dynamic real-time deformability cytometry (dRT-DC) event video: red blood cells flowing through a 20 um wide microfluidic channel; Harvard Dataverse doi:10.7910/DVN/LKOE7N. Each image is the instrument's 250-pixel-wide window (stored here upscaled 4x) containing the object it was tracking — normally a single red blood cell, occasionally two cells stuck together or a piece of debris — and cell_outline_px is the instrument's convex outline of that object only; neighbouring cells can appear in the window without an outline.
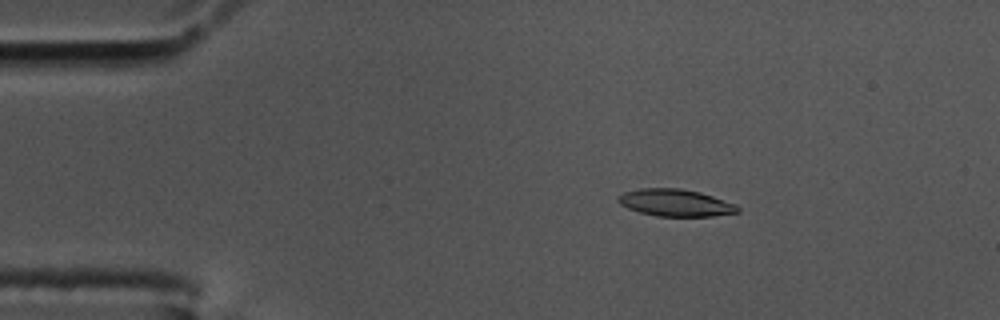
{"species": "common noctule bat (a hibernating species)", "species_latin": "Nyctalus noctula", "temperature_condition": "cold", "stored_images_in_passage": 57, "camera_frame_rate_fps": 3000, "um_per_image_px": 0.085, "animal": {"sex": "male", "body_mass_g": 17.5, "forearm_length_mm": 52.3}, "frame": {"image": 1, "passage_image": 9, "time_ms": 2.667, "image_size_px": [1000, 320], "cell_outline_px": [[740, 212], [712, 216], [656, 216], [640, 212], [628, 208], [620, 204], [616, 200], [616, 196], [624, 192], [640, 188], [680, 188], [700, 192], [736, 204], [740, 208]], "centroid_in_image_um": [57.4, 17.23], "position_along_channel_um": 27.6, "area_um2": 18.96}}
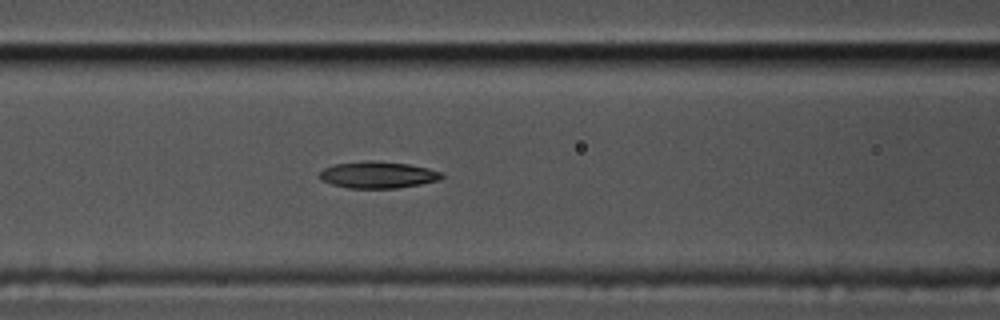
{"frame": {"image": 2, "passage_image": 23, "time_ms": 7.333, "image_size_px": [1000, 320], "cell_outline_px": [[444, 176], [440, 180], [420, 184], [396, 188], [348, 188], [332, 184], [320, 180], [320, 172], [324, 168], [336, 164], [360, 160], [376, 160], [408, 164], [428, 168], [444, 172]], "centroid_in_image_um": [32.14, 14.85], "position_along_channel_um": 134.5, "area_um2": 19.19}}
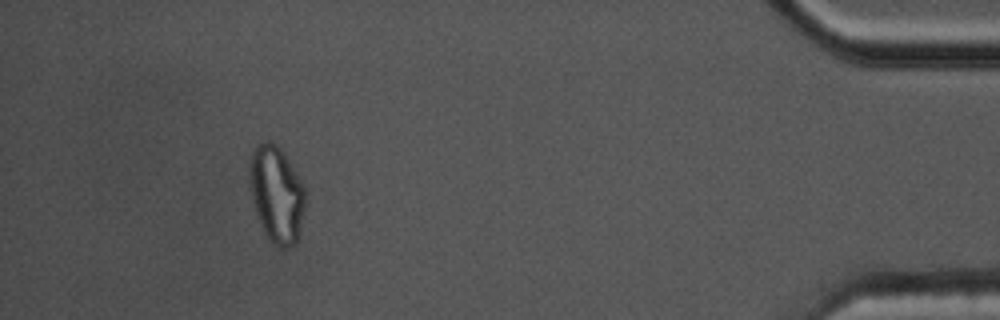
{"frame": {"image": 3, "passage_image": 52, "time_ms": 17.0, "image_size_px": [1000, 320], "cell_outline_px": [[304, 208], [300, 232], [296, 244], [288, 248], [280, 248], [268, 240], [256, 216], [252, 204], [248, 184], [248, 164], [252, 152], [256, 144], [260, 140], [268, 140], [276, 144], [280, 148], [296, 172], [304, 188]], "centroid_in_image_um": [23.45, 16.51], "position_along_channel_um": 411.8, "area_um2": 32.02}, "authors_computed_cell_mechanics": {"area_um2": 19.2474, "velocity_mm_per_s": 3.5012, "shape_relaxation_time_tau1_ms": null, "shape_relaxation_time_tau2_ms": 6.0022, "deformation_change_tau1": null, "deformation_change_tau2": 0.1325}}